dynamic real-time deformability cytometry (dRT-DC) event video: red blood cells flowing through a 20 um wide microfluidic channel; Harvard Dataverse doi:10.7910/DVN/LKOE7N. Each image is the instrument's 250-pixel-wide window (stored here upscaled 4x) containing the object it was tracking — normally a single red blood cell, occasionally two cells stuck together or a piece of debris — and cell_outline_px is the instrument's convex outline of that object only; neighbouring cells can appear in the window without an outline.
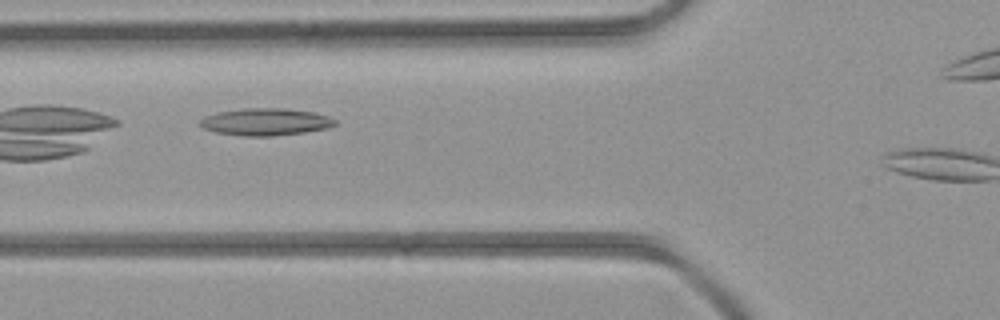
{"species": "common noctule bat (a hibernating species)", "species_latin": "Nyctalus noctula", "temperature_condition": "room temperature", "stored_images_in_passage": 6, "camera_frame_rate_fps": 3000, "um_per_image_px": 0.085, "animal": {"sex": "female", "body_mass_g": 21.9}, "frame": {"image": 1, "passage_image": 3, "time_ms": 2.333, "image_size_px": [1000, 320], "cell_outline_px": [[340, 124], [328, 128], [304, 132], [272, 136], [244, 136], [216, 132], [204, 128], [200, 124], [200, 120], [204, 116], [216, 112], [244, 108], [284, 108], [312, 112], [328, 116], [336, 120]], "centroid_in_image_um": [22.6, 10.35], "position_along_channel_um": 103.2, "area_um2": 21.44}}